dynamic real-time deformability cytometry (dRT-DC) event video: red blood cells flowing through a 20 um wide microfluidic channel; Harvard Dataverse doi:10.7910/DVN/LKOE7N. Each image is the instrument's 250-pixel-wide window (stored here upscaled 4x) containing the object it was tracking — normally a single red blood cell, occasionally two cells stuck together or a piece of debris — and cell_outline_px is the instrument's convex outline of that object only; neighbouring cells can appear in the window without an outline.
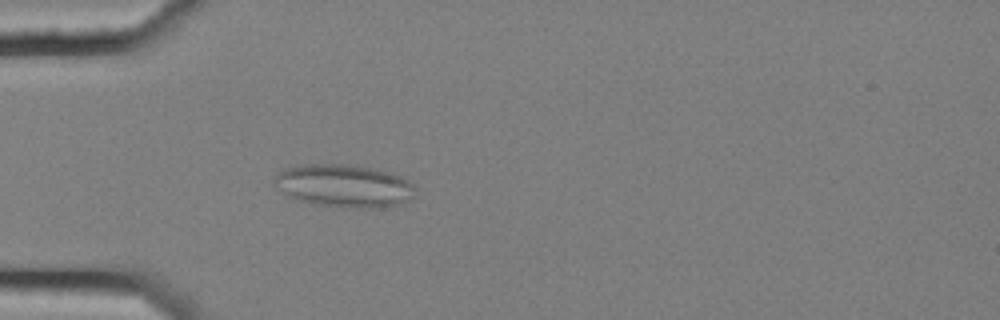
{"species": "common noctule bat (a hibernating species)", "species_latin": "Nyctalus noctula", "temperature_condition": "cold", "stored_images_in_passage": 5, "camera_frame_rate_fps": 3000, "um_per_image_px": 0.085, "animal": {"sex": "female", "body_mass_g": 25.1}, "frame": {"image": 1, "passage_image": 5, "time_ms": 1.333, "image_size_px": [1000, 320], "cell_outline_px": [[416, 188], [412, 196], [404, 204], [380, 208], [344, 208], [316, 204], [296, 200], [272, 184], [272, 180], [284, 168], [304, 164], [356, 164], [400, 176], [416, 184]], "centroid_in_image_um": [29.26, 15.8], "position_along_channel_um": 55.7, "area_um2": 35.55}}